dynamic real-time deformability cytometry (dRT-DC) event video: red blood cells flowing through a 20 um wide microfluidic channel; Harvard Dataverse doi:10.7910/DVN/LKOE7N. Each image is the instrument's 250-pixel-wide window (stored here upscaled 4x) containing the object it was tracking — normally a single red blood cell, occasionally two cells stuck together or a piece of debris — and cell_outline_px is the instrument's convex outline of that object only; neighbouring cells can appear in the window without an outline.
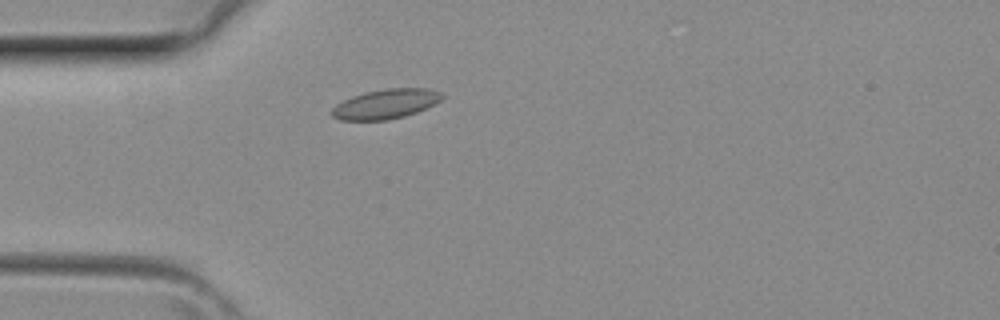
{"species": "common noctule bat (a hibernating species)", "species_latin": "Nyctalus noctula", "temperature_condition": "room temperature", "stored_images_in_passage": 2, "camera_frame_rate_fps": 3000, "um_per_image_px": 0.085, "animal": {"sex": "female", "body_mass_g": 29.2, "forearm_length_mm": 56.3}, "frame": {"image": 1, "passage_image": 2, "time_ms": 0.333, "image_size_px": [1000, 320], "cell_outline_px": [[444, 96], [440, 100], [416, 112], [404, 116], [388, 120], [340, 120], [332, 116], [328, 112], [336, 104], [352, 96], [364, 92], [388, 88], [428, 88], [440, 92]], "centroid_in_image_um": [32.73, 8.84], "position_along_channel_um": 52.3, "area_um2": 18.96}}